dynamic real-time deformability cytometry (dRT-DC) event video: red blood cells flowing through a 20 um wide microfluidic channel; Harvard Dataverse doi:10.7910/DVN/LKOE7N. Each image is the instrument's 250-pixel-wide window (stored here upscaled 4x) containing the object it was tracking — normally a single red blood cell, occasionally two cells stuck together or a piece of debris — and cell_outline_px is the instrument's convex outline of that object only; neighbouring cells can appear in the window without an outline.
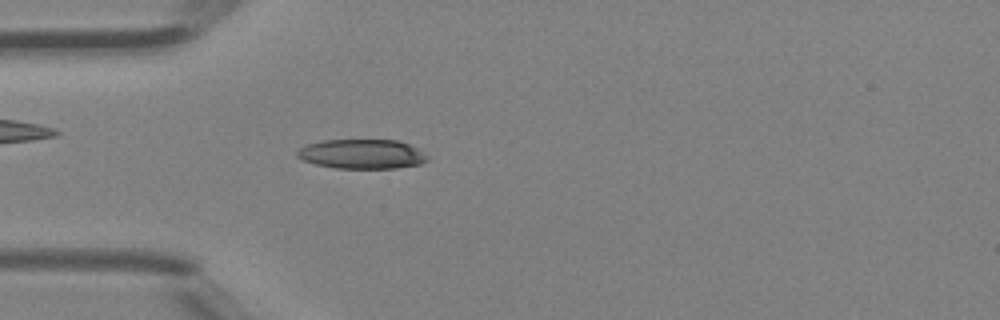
{"species": "Egyptian fruit bat (a non-hibernating species)", "species_latin": "Rousettus aegyptiacus", "temperature_condition": "room temperature", "stored_images_in_passage": 46, "camera_frame_rate_fps": 3000, "um_per_image_px": 0.085, "animal": {"sex": "female"}, "frame": {"image": 1, "passage_image": 14, "time_ms": 4.333, "image_size_px": [1000, 320], "cell_outline_px": [[428, 160], [420, 164], [396, 168], [336, 168], [316, 164], [304, 160], [296, 156], [296, 152], [300, 148], [308, 144], [324, 140], [396, 140], [408, 144], [416, 148], [428, 156]], "centroid_in_image_um": [30.76, 13.09], "position_along_channel_um": 54.2, "area_um2": 22.2}}
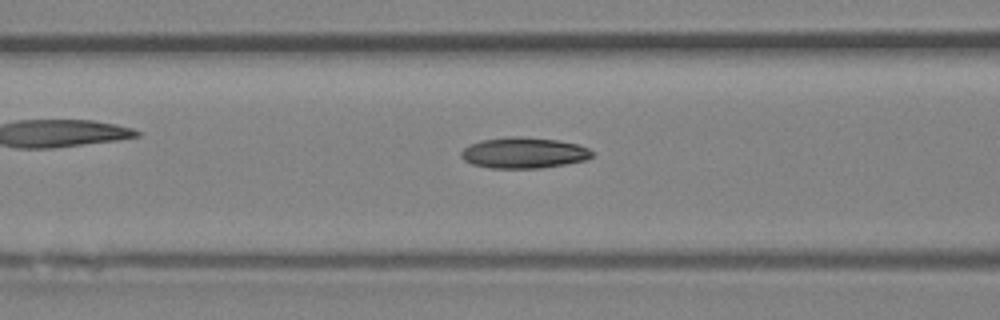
{"frame": {"image": 2, "passage_image": 19, "time_ms": 6.0, "image_size_px": [1000, 320], "cell_outline_px": [[596, 152], [588, 160], [540, 168], [488, 168], [472, 164], [464, 160], [460, 156], [460, 152], [464, 148], [480, 140], [508, 136], [520, 136], [556, 140], [580, 144]], "centroid_in_image_um": [44.54, 12.99], "position_along_channel_um": 122.1, "area_um2": 23.81}}
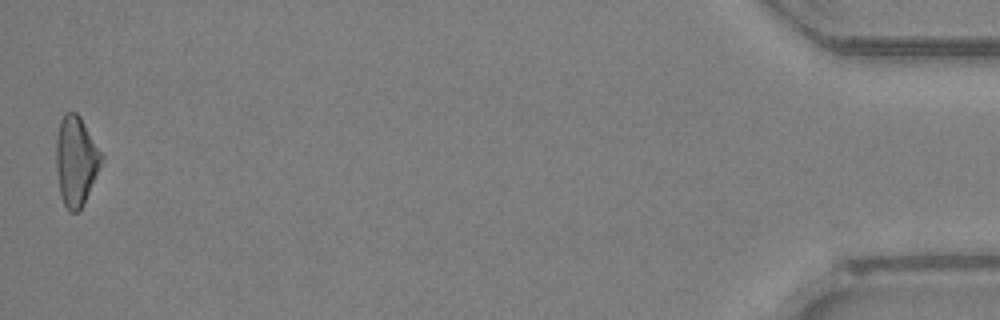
{"frame": {"image": 3, "passage_image": 46, "time_ms": 15.0, "image_size_px": [1000, 320], "cell_outline_px": [[104, 160], [80, 208], [76, 212], [68, 212], [60, 196], [56, 172], [56, 136], [60, 120], [64, 112], [76, 112], [80, 116], [104, 156]], "centroid_in_image_um": [6.44, 13.64], "position_along_channel_um": 428.8, "area_um2": 23.7}, "authors_computed_cell_mechanics": {"area_um2": 22.7443, "velocity_mm_per_s": 4.4831, "shape_relaxation_time_tau1_ms": null, "shape_relaxation_time_tau2_ms": 6.282, "deformation_change_tau1": null, "deformation_change_tau2": 0.1553}}